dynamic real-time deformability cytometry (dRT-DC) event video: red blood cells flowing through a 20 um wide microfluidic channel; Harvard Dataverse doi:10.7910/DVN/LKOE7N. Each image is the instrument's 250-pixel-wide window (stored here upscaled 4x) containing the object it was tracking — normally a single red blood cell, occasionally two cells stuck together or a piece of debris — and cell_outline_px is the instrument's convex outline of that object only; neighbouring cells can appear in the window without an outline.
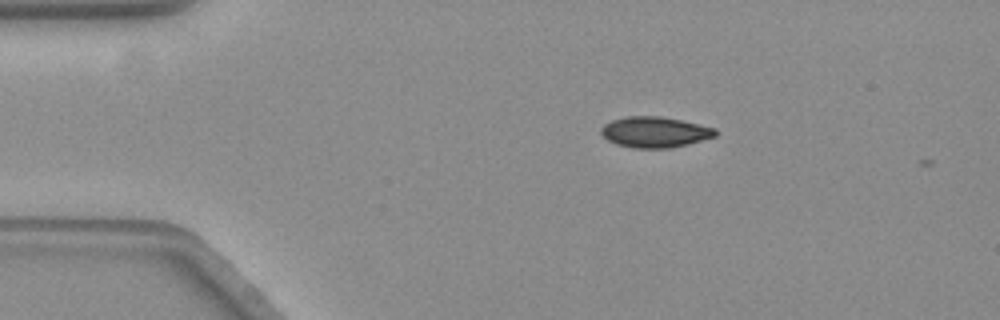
{"species": "common noctule bat (a hibernating species)", "species_latin": "Nyctalus noctula", "temperature_condition": "warm", "stored_images_in_passage": 3, "camera_frame_rate_fps": 3000, "um_per_image_px": 0.085, "animal": {"sex": "female", "body_mass_g": 19.3, "forearm_length_mm": 54.1}, "frame": {"image": 1, "passage_image": 2, "time_ms": 0.333, "image_size_px": [1000, 320], "cell_outline_px": [[716, 136], [688, 144], [672, 148], [632, 148], [616, 144], [608, 140], [600, 132], [600, 128], [604, 124], [612, 120], [628, 116], [660, 116], [680, 120], [716, 128]], "centroid_in_image_um": [55.64, 11.23], "position_along_channel_um": 29.4, "area_um2": 20.46}}